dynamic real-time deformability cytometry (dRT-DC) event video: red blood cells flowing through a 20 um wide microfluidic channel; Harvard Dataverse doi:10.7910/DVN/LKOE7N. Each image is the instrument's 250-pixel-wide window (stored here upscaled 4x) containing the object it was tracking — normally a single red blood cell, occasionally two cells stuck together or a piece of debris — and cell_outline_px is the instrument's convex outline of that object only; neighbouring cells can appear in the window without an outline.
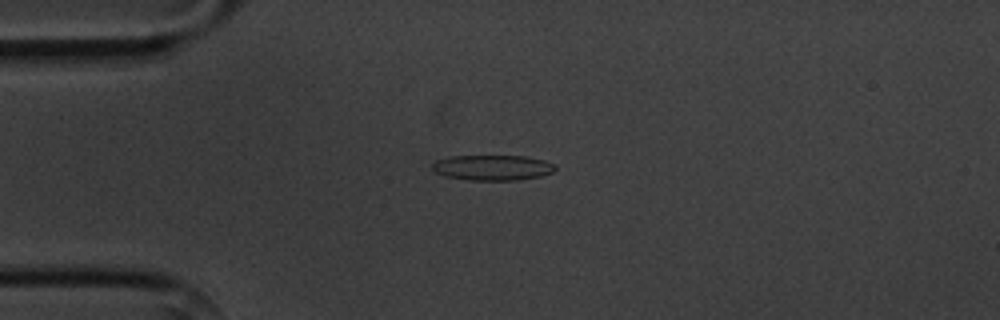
{"species": "common noctule bat (a hibernating species)", "species_latin": "Nyctalus noctula", "temperature_condition": "cold", "stored_images_in_passage": 9, "camera_frame_rate_fps": 3000, "um_per_image_px": 0.085, "animal": {"sex": "male", "body_mass_g": 20.1, "forearm_length_mm": 53.5}, "frame": {"image": 1, "passage_image": 4, "time_ms": 3.667, "image_size_px": [1000, 320], "cell_outline_px": [[556, 168], [552, 172], [540, 176], [516, 180], [468, 180], [444, 176], [432, 172], [432, 164], [436, 160], [452, 156], [524, 156], [544, 160], [556, 164]], "centroid_in_image_um": [41.84, 14.25], "position_along_channel_um": 43.2, "area_um2": 18.26}}
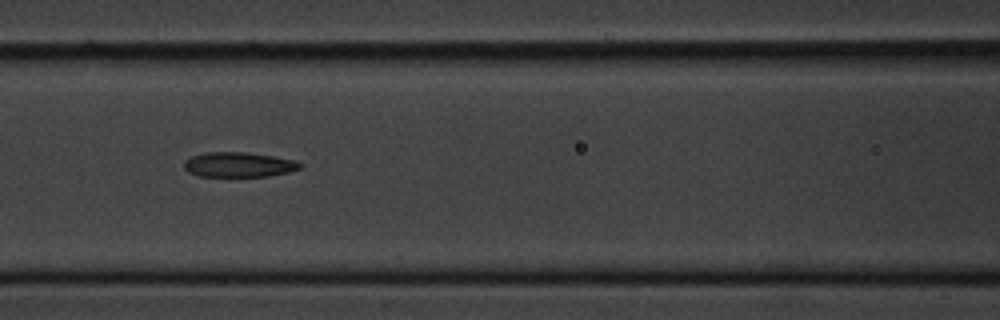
{"frame": {"image": 2, "passage_image": 7, "time_ms": 7.0, "image_size_px": [1000, 320], "cell_outline_px": [[304, 164], [300, 168], [288, 172], [268, 176], [196, 176], [188, 172], [184, 168], [184, 160], [192, 156], [208, 152], [248, 152], [296, 160]], "centroid_in_image_um": [20.29, 13.99], "position_along_channel_um": 146.3, "area_um2": 16.88}}
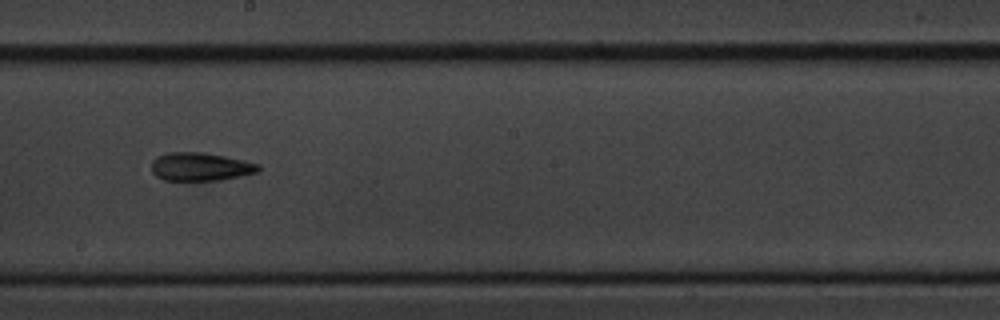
{"frame": {"image": 3, "passage_image": 9, "time_ms": 9.333, "image_size_px": [1000, 320], "cell_outline_px": [[260, 172], [220, 180], [164, 180], [156, 176], [152, 172], [152, 160], [156, 156], [168, 152], [200, 152], [224, 156], [244, 160], [260, 164]], "centroid_in_image_um": [17.04, 14.17], "position_along_channel_um": 231.2, "area_um2": 17.69}}